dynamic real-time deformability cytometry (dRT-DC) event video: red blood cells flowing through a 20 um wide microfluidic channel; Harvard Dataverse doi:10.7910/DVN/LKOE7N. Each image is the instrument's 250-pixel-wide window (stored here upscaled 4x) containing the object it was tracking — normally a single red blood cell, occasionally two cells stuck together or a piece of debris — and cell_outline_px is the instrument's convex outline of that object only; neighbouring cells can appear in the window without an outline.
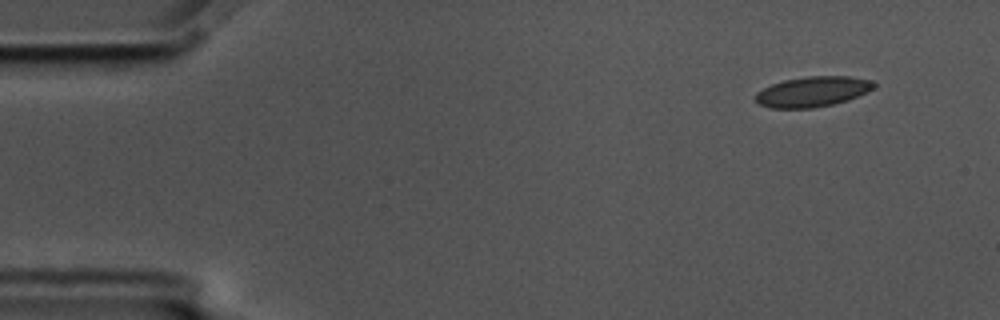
{"species": "common noctule bat (a hibernating species)", "species_latin": "Nyctalus noctula", "temperature_condition": "cold", "stored_images_in_passage": 54, "camera_frame_rate_fps": 3000, "um_per_image_px": 0.085, "animal": {"sex": "male", "body_mass_g": 17.5, "forearm_length_mm": 52.3}, "frame": {"image": 1, "passage_image": 1, "time_ms": 0.0, "image_size_px": [1000, 320], "cell_outline_px": [[876, 84], [868, 92], [848, 100], [832, 104], [812, 108], [772, 108], [756, 104], [756, 92], [772, 84], [784, 80], [804, 76], [848, 76], [872, 80]], "centroid_in_image_um": [69.06, 7.79], "position_along_channel_um": 15.9, "area_um2": 20.92}}
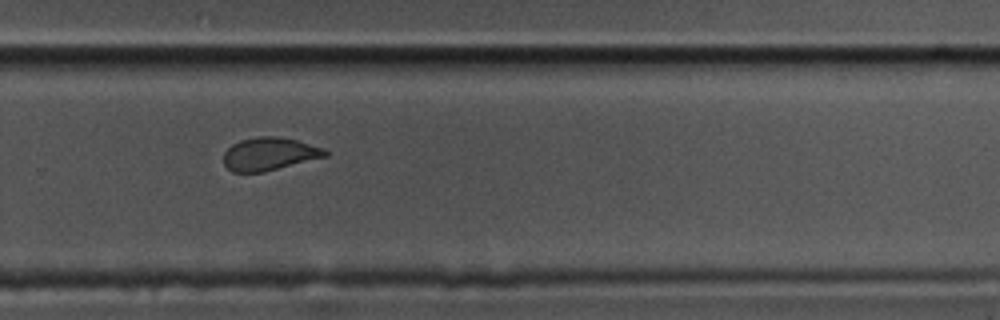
{"frame": {"image": 2, "passage_image": 35, "time_ms": 11.333, "image_size_px": [1000, 320], "cell_outline_px": [[328, 156], [264, 172], [232, 172], [224, 164], [224, 152], [232, 144], [240, 140], [256, 136], [276, 136], [296, 140], [324, 148], [328, 152]], "centroid_in_image_um": [22.89, 13.08], "position_along_channel_um": 306.9, "area_um2": 19.54}}
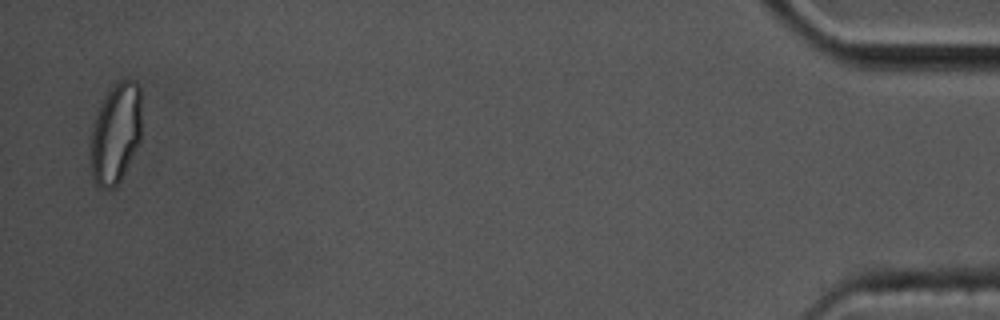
{"frame": {"image": 3, "passage_image": 53, "time_ms": 17.333, "image_size_px": [1000, 320], "cell_outline_px": [[140, 140], [120, 180], [112, 188], [100, 188], [96, 184], [92, 176], [88, 152], [92, 128], [96, 116], [108, 92], [120, 80], [136, 80], [140, 88]], "centroid_in_image_um": [9.8, 11.36], "position_along_channel_um": 425.4, "area_um2": 29.65}, "authors_computed_cell_mechanics": {"area_um2": 20.8369, "velocity_mm_per_s": 3.4383, "shape_relaxation_time_tau1_ms": 5.7312, "shape_relaxation_time_tau2_ms": 1.4498, "deformation_change_tau1": 0.1279, "deformation_change_tau2": 0.0525}}